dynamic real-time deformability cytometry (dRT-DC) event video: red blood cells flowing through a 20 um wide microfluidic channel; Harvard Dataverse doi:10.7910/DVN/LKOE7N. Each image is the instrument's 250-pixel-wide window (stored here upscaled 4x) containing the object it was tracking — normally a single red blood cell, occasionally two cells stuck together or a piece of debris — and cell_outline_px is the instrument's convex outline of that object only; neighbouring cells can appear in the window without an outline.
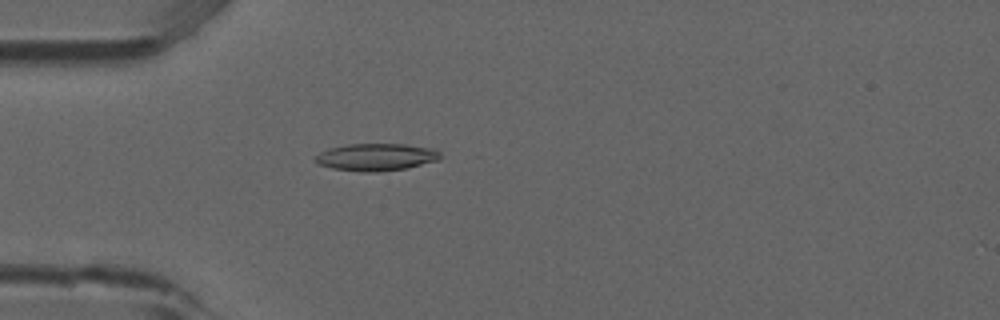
{"species": "common noctule bat (a hibernating species)", "species_latin": "Nyctalus noctula", "temperature_condition": "room temperature", "stored_images_in_passage": 49, "camera_frame_rate_fps": 3000, "um_per_image_px": 0.085, "animal": {"sex": "male", "forearm_length_mm": 52.5}, "frame": {"image": 1, "passage_image": 15, "time_ms": 4.667, "image_size_px": [1000, 320], "cell_outline_px": [[444, 156], [436, 160], [408, 168], [376, 172], [364, 172], [332, 168], [316, 164], [312, 160], [320, 152], [328, 148], [348, 144], [404, 144], [432, 148], [440, 152]], "centroid_in_image_um": [31.95, 13.35], "position_along_channel_um": 53.1, "area_um2": 20.0}}
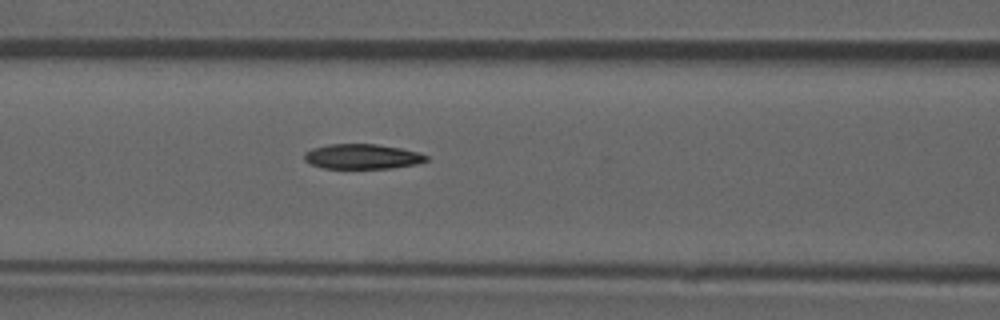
{"frame": {"image": 2, "passage_image": 22, "time_ms": 7.0, "image_size_px": [1000, 320], "cell_outline_px": [[428, 160], [416, 164], [392, 168], [324, 168], [312, 164], [304, 160], [304, 152], [312, 148], [328, 144], [376, 144], [400, 148], [416, 152], [428, 156]], "centroid_in_image_um": [30.77, 13.3], "position_along_channel_um": 135.8, "area_um2": 17.63}}
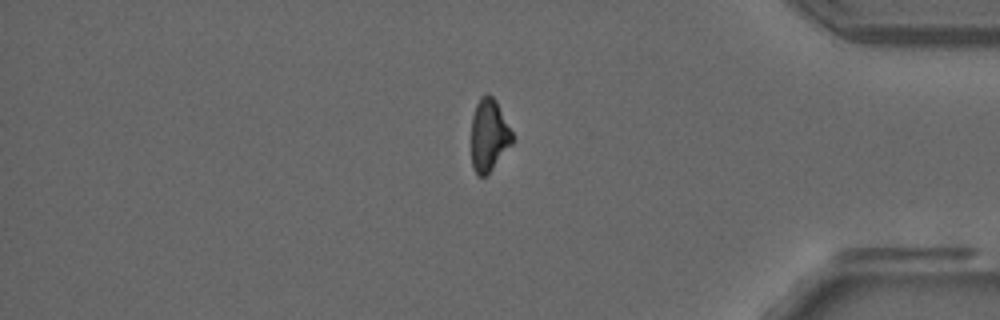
{"frame": {"image": 3, "passage_image": 44, "time_ms": 14.333, "image_size_px": [1000, 320], "cell_outline_px": [[512, 144], [492, 168], [484, 176], [476, 176], [472, 168], [472, 116], [476, 104], [480, 96], [488, 92], [496, 100], [512, 132]], "centroid_in_image_um": [41.54, 11.46], "position_along_channel_um": 393.7, "area_um2": 17.17}}